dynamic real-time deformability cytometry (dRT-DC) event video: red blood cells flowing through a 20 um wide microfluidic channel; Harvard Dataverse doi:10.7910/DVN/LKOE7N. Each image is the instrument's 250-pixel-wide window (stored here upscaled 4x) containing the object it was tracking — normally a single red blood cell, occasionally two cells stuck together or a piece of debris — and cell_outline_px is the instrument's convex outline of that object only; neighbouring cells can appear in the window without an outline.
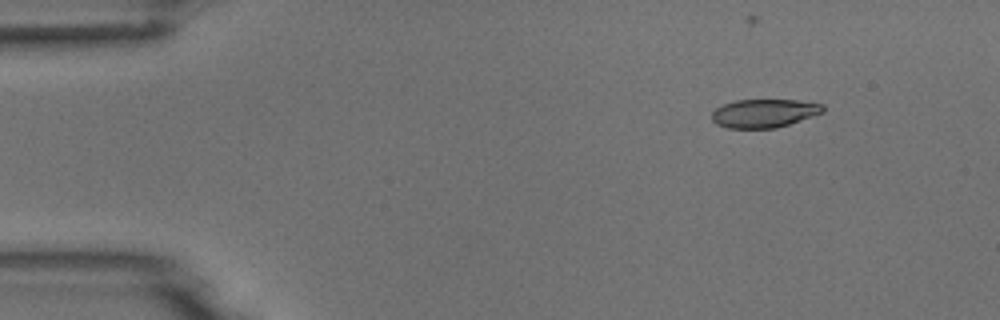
{"species": "common noctule bat (a hibernating species)", "species_latin": "Nyctalus noctula", "temperature_condition": "room temperature", "stored_images_in_passage": 8, "camera_frame_rate_fps": 3000, "um_per_image_px": 0.085, "animal": {"sex": "male", "body_mass_g": 18.8}, "frame": {"image": 1, "passage_image": 2, "time_ms": 2.0, "image_size_px": [1000, 320], "cell_outline_px": [[824, 112], [776, 128], [728, 128], [716, 124], [712, 120], [712, 112], [716, 108], [724, 104], [736, 100], [796, 100], [824, 104]], "centroid_in_image_um": [64.94, 9.62], "position_along_channel_um": 20.1, "area_um2": 18.32}}
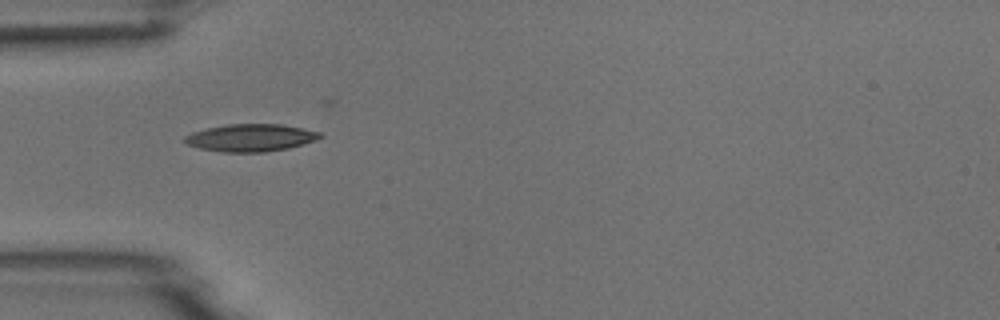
{"frame": {"image": 2, "passage_image": 5, "time_ms": 5.333, "image_size_px": [1000, 320], "cell_outline_px": [[324, 136], [316, 140], [288, 148], [264, 152], [224, 152], [200, 148], [188, 144], [184, 140], [184, 136], [192, 132], [208, 128], [228, 124], [280, 124], [320, 132]], "centroid_in_image_um": [21.31, 11.71], "position_along_channel_um": 63.7, "area_um2": 21.39}}